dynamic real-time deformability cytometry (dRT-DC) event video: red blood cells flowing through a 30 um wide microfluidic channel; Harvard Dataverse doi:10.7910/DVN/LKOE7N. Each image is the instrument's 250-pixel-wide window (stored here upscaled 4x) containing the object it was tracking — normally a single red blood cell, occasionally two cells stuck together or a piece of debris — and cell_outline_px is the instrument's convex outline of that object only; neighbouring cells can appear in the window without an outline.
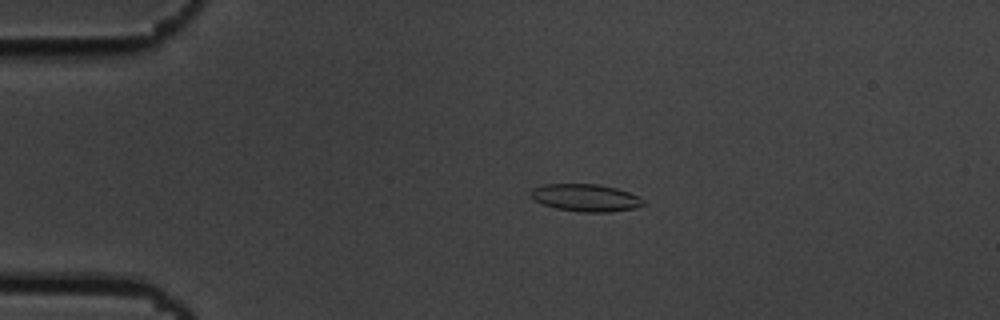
{"species": "common noctule bat (a hibernating species)", "species_latin": "Nyctalus noctula", "temperature_condition": "cold", "stored_images_in_passage": 56, "camera_frame_rate_fps": 3000, "um_per_image_px": 0.085, "animal": {"sex": "male", "body_mass_g": 19.5, "forearm_length_mm": 54.6}, "frame": {"image": 1, "passage_image": 13, "time_ms": 4.0, "image_size_px": [1000, 320], "cell_outline_px": [[644, 204], [636, 208], [608, 212], [580, 212], [556, 208], [532, 200], [532, 188], [544, 184], [596, 184], [616, 188], [628, 192], [644, 200]], "centroid_in_image_um": [49.77, 16.81], "position_along_channel_um": 35.2, "area_um2": 17.8}}
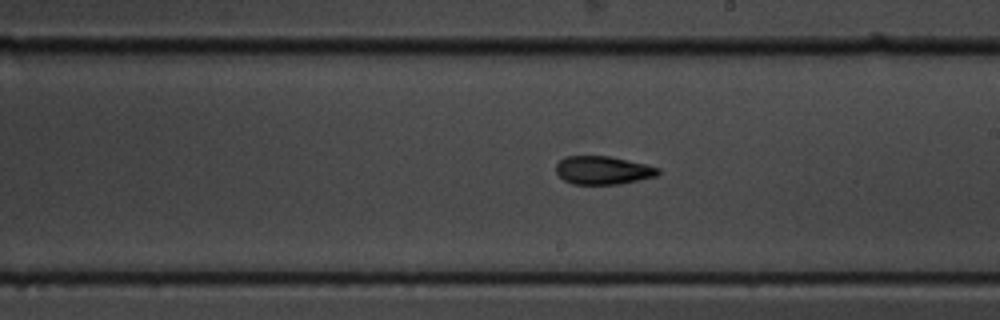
{"frame": {"image": 2, "passage_image": 33, "time_ms": 10.667, "image_size_px": [1000, 320], "cell_outline_px": [[660, 172], [656, 176], [620, 184], [572, 184], [564, 180], [556, 172], [556, 164], [560, 160], [568, 156], [608, 156], [644, 164], [660, 168]], "centroid_in_image_um": [51.23, 14.48], "position_along_channel_um": 237.8, "area_um2": 16.65}}
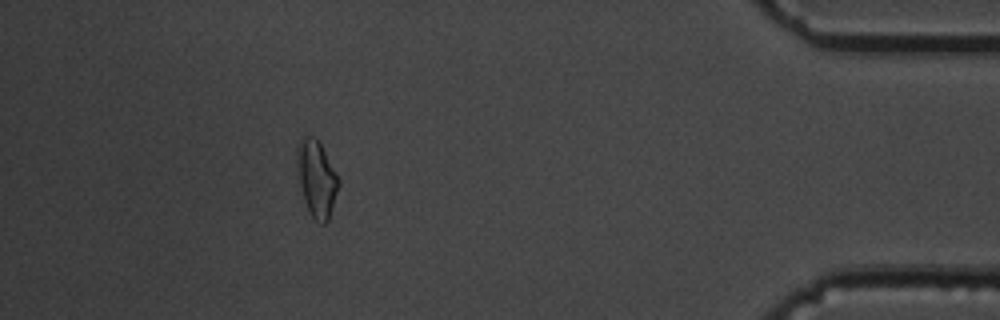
{"frame": {"image": 3, "passage_image": 51, "time_ms": 16.667, "image_size_px": [1000, 320], "cell_outline_px": [[340, 184], [328, 220], [324, 224], [320, 224], [308, 212], [304, 200], [296, 172], [296, 148], [300, 140], [304, 136], [316, 136], [336, 172], [340, 180]], "centroid_in_image_um": [26.89, 15.16], "position_along_channel_um": 408.3, "area_um2": 18.73}, "authors_computed_cell_mechanics": {"area_um2": 17.1955, "velocity_mm_per_s": 3.6592, "shape_relaxation_time_tau1_ms": null, "shape_relaxation_time_tau2_ms": 3.2776, "deformation_change_tau1": null, "deformation_change_tau2": 0.105}}